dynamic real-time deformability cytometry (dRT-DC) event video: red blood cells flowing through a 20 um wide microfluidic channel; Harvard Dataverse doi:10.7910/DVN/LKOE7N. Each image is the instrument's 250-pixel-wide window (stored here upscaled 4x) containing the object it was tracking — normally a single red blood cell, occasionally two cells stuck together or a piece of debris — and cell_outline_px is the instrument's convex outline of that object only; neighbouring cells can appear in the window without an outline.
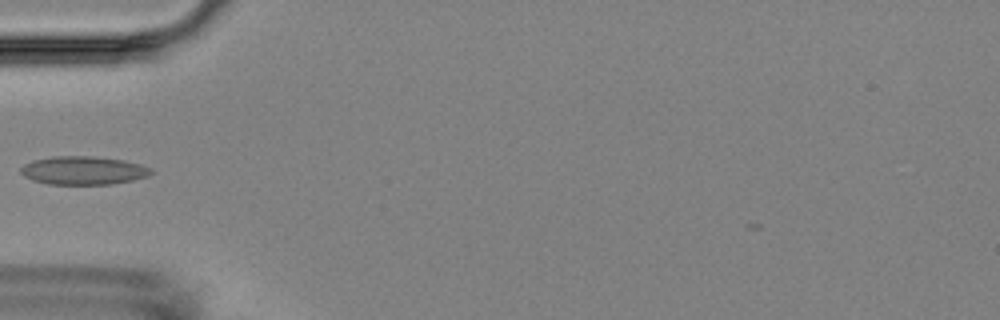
{"species": "Egyptian fruit bat (a non-hibernating species)", "species_latin": "Rousettus aegyptiacus", "temperature_condition": "room temperature", "stored_images_in_passage": 4, "camera_frame_rate_fps": 3000, "um_per_image_px": 0.085, "animal": {"sex": "female"}, "frame": {"image": 1, "passage_image": 4, "time_ms": 4.333, "image_size_px": [1000, 320], "cell_outline_px": [[156, 172], [148, 176], [132, 180], [112, 184], [48, 184], [32, 180], [24, 176], [20, 172], [20, 168], [24, 164], [32, 160], [52, 156], [92, 156], [124, 160], [140, 164], [152, 168]], "centroid_in_image_um": [7.09, 14.48], "position_along_channel_um": 77.9, "area_um2": 21.73}}